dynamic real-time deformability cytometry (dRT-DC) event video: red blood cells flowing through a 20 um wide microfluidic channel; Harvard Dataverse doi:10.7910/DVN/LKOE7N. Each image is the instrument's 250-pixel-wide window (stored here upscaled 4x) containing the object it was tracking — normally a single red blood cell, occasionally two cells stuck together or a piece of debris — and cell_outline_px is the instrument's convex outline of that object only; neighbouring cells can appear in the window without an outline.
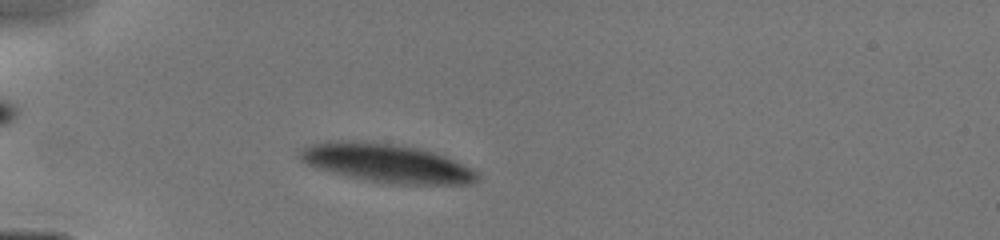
{"species": "human", "species_latin": "Homo sapiens", "temperature_condition": "cold", "stored_images_in_passage": 12, "camera_frame_rate_fps": 3000, "um_per_image_px": 0.085, "donor": {"sex": "male"}, "frame": {"image": 1, "passage_image": 4, "time_ms": 1.0, "image_size_px": [1000, 240], "cell_outline_px": [[480, 176], [472, 184], [392, 184], [364, 180], [316, 168], [300, 160], [300, 148], [312, 144], [328, 140], [348, 140], [396, 144], [416, 148], [432, 152], [444, 156], [476, 172]], "centroid_in_image_um": [32.8, 13.86], "position_along_channel_um": 52.2, "area_um2": 39.59}}
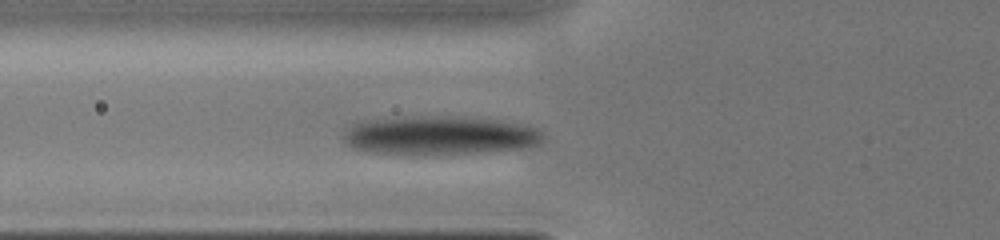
{"frame": {"image": 2, "passage_image": 9, "time_ms": 2.333, "image_size_px": [1000, 240], "cell_outline_px": [[544, 136], [536, 144], [520, 148], [480, 152], [416, 156], [368, 152], [352, 148], [340, 136], [352, 124], [372, 120], [448, 116], [464, 116], [500, 120], [528, 124], [536, 128]], "centroid_in_image_um": [37.35, 11.53], "position_along_channel_um": 88.4, "area_um2": 45.2}}
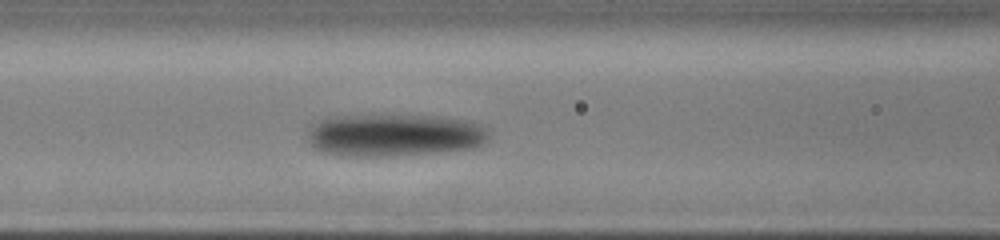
{"frame": {"image": 3, "passage_image": 12, "time_ms": 3.333, "image_size_px": [1000, 240], "cell_outline_px": [[488, 140], [480, 144], [468, 148], [444, 152], [384, 156], [344, 156], [320, 152], [312, 148], [308, 144], [308, 124], [332, 116], [436, 116], [468, 120], [480, 124], [488, 128]], "centroid_in_image_um": [33.45, 11.49], "position_along_channel_um": 133.2, "area_um2": 45.2}}